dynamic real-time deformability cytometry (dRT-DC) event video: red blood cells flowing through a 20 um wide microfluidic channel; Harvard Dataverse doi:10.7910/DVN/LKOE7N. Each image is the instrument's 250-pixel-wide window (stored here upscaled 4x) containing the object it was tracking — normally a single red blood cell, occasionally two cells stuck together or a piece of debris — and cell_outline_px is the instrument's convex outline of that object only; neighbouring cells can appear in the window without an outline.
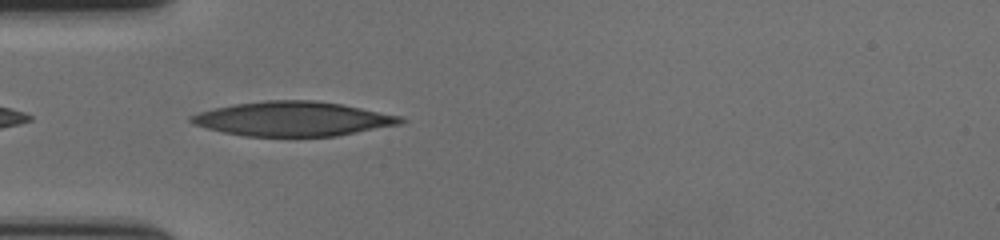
{"species": "human", "species_latin": "Homo sapiens", "temperature_condition": "cold", "stored_images_in_passage": 42, "camera_frame_rate_fps": 3000, "um_per_image_px": 0.085, "donor": {"sex": "female"}, "frame": {"image": 1, "passage_image": 2, "time_ms": 0.333, "image_size_px": [1000, 240], "cell_outline_px": [[408, 120], [400, 124], [336, 136], [244, 136], [224, 132], [208, 128], [196, 124], [188, 120], [188, 116], [200, 112], [216, 108], [236, 104], [264, 100], [316, 100], [340, 104], [400, 116]], "centroid_in_image_um": [24.91, 10.1], "position_along_channel_um": 60.1, "area_um2": 41.62}}
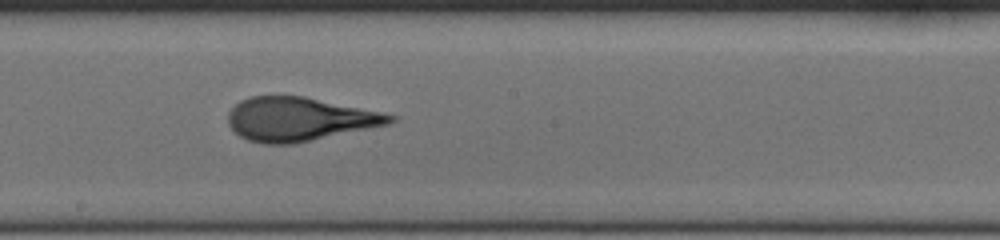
{"frame": {"image": 2, "passage_image": 16, "time_ms": 5.0, "image_size_px": [1000, 240], "cell_outline_px": [[396, 120], [388, 124], [292, 144], [264, 144], [248, 140], [240, 136], [228, 124], [228, 112], [240, 100], [252, 96], [304, 96], [384, 112], [396, 116]], "centroid_in_image_um": [25.43, 10.12], "position_along_channel_um": 222.8, "area_um2": 41.04}}
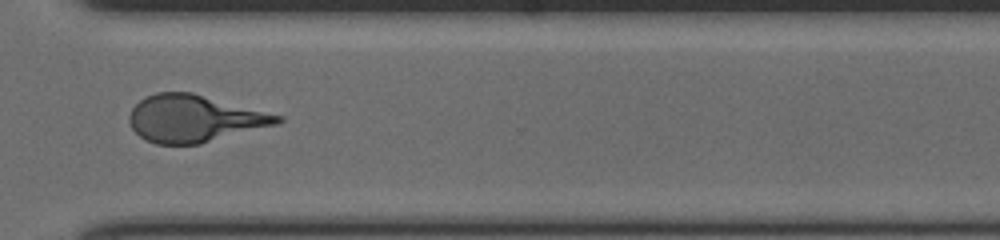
{"frame": {"image": 3, "passage_image": 27, "time_ms": 8.667, "image_size_px": [1000, 240], "cell_outline_px": [[284, 120], [276, 124], [200, 144], [156, 144], [144, 140], [132, 128], [128, 120], [128, 116], [132, 108], [140, 100], [156, 92], [192, 92], [284, 116]], "centroid_in_image_um": [16.5, 10.07], "position_along_channel_um": 354.1, "area_um2": 40.52}, "authors_computed_cell_mechanics": {"area_um2": 41.3559, "velocity_mm_per_s": 3.5715, "shape_relaxation_time_tau1_ms": 4.6198, "shape_relaxation_time_tau2_ms": 1.1111, "deformation_change_tau1": 0.2012, "deformation_change_tau2": 0.0897}}